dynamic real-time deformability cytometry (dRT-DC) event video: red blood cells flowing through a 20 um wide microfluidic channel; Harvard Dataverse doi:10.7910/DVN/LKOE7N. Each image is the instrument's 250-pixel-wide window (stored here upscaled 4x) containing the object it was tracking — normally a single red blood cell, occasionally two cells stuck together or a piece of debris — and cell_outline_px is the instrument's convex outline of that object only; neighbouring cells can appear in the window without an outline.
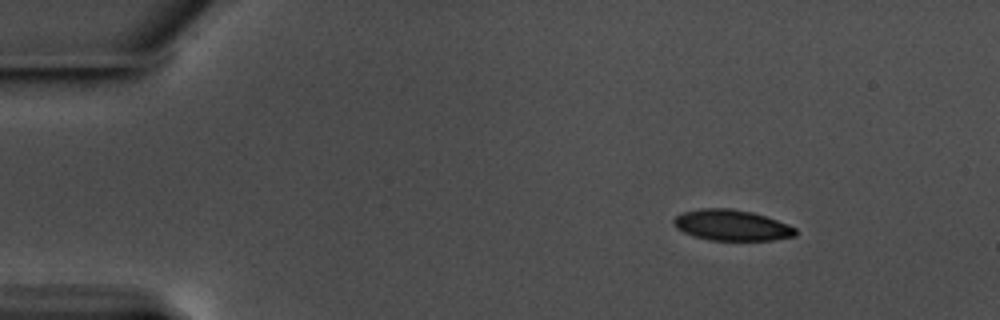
{"species": "common noctule bat (a hibernating species)", "species_latin": "Nyctalus noctula", "temperature_condition": "warm", "stored_images_in_passage": 51, "camera_frame_rate_fps": 3000, "um_per_image_px": 0.085, "animal": {"sex": "male", "body_mass_g": 17.5, "forearm_length_mm": 52.3}, "frame": {"image": 1, "passage_image": 1, "time_ms": 0.0, "image_size_px": [1000, 320], "cell_outline_px": [[796, 236], [772, 240], [708, 240], [692, 236], [676, 228], [672, 220], [676, 216], [684, 212], [700, 208], [732, 208], [752, 212], [788, 224], [796, 228]], "centroid_in_image_um": [62.18, 19.14], "position_along_channel_um": 22.8, "area_um2": 21.91}}
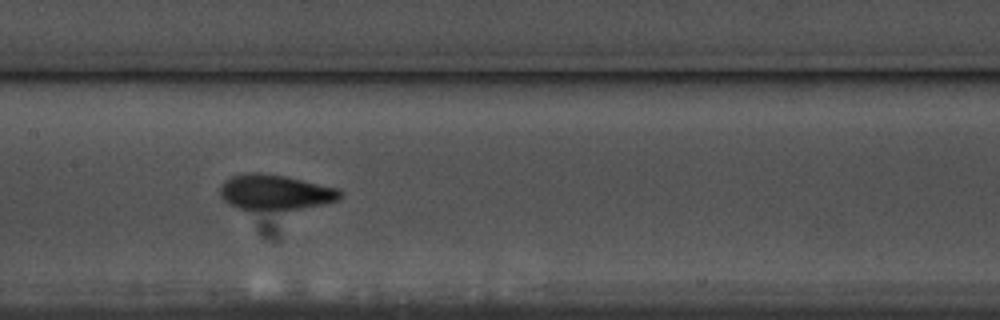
{"frame": {"image": 2, "passage_image": 22, "time_ms": 7.0, "image_size_px": [1000, 320], "cell_outline_px": [[344, 196], [340, 200], [324, 204], [300, 208], [236, 208], [228, 204], [220, 196], [220, 188], [224, 180], [232, 176], [248, 172], [260, 172], [284, 176], [340, 188], [344, 192]], "centroid_in_image_um": [23.43, 16.31], "position_along_channel_um": 184.0, "area_um2": 24.51}}
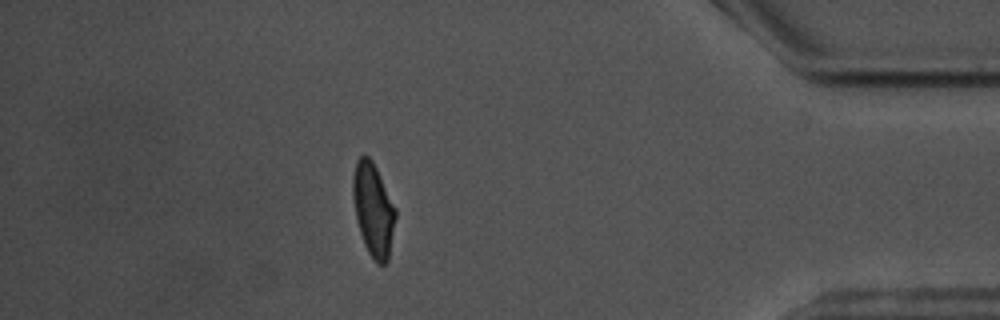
{"frame": {"image": 3, "passage_image": 44, "time_ms": 14.333, "image_size_px": [1000, 320], "cell_outline_px": [[396, 216], [388, 260], [384, 264], [376, 264], [368, 252], [364, 244], [360, 232], [356, 216], [352, 196], [352, 176], [356, 160], [360, 156], [368, 156], [372, 160], [396, 208]], "centroid_in_image_um": [31.72, 17.81], "position_along_channel_um": 403.5, "area_um2": 23.06}, "authors_computed_cell_mechanics": {"area_um2": 23.409, "velocity_mm_per_s": 3.551, "shape_relaxation_time_tau1_ms": 4.1693, "shape_relaxation_time_tau2_ms": 1.0998, "deformation_change_tau1": 0.1511, "deformation_change_tau2": 0.0657}}